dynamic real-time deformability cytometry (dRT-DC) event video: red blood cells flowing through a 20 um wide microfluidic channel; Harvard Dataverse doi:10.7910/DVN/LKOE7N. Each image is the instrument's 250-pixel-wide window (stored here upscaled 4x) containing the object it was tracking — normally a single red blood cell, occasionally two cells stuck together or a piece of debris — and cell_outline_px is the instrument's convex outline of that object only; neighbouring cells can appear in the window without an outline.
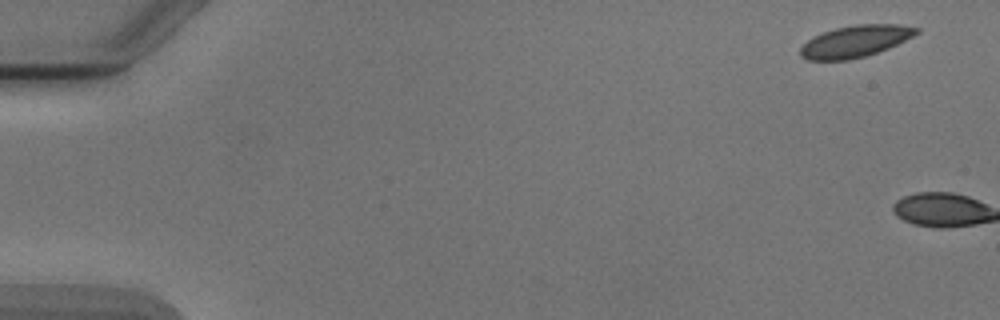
{"species": "Egyptian fruit bat (a non-hibernating species)", "species_latin": "Rousettus aegyptiacus", "temperature_condition": "cold", "stored_images_in_passage": 6, "camera_frame_rate_fps": 3000, "um_per_image_px": 0.085, "animal": {"sex": "male"}, "frame": {"image": 1, "passage_image": 1, "time_ms": 0.0, "image_size_px": [1000, 320], "cell_outline_px": [[920, 32], [888, 48], [864, 56], [848, 60], [808, 60], [800, 56], [800, 48], [812, 36], [836, 28], [856, 24], [900, 24], [920, 28]], "centroid_in_image_um": [72.69, 3.5], "position_along_channel_um": 12.3, "area_um2": 21.33}}